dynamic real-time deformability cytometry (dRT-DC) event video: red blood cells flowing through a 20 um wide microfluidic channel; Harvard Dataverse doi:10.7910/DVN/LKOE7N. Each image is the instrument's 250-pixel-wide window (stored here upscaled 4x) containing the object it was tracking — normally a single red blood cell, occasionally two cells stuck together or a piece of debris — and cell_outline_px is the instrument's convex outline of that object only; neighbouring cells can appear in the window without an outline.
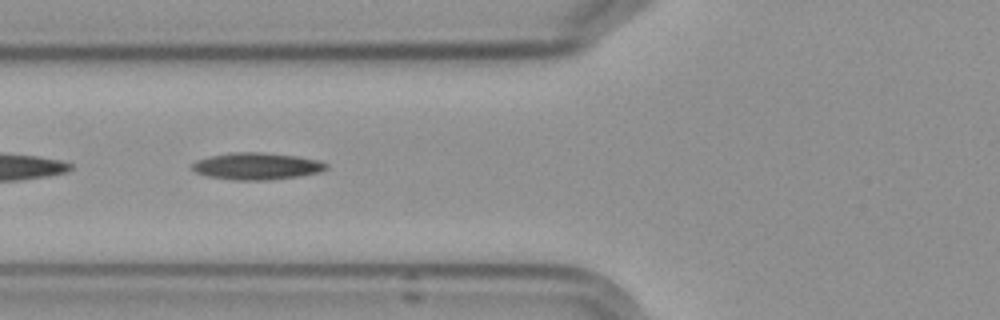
{"species": "Egyptian fruit bat (a non-hibernating species)", "species_latin": "Rousettus aegyptiacus", "temperature_condition": "cold", "stored_images_in_passage": 6, "segment_of_instrument_passage": [2, 2], "camera_frame_rate_fps": 3000, "um_per_image_px": 0.085, "frame": {"image": 1, "passage_image": 5, "time_ms": 4.667, "image_size_px": [1000, 320], "cell_outline_px": [[328, 168], [320, 172], [296, 176], [268, 180], [236, 180], [208, 176], [196, 172], [192, 168], [192, 164], [196, 160], [212, 156], [232, 152], [260, 152], [296, 156], [320, 160], [328, 164]], "centroid_in_image_um": [21.84, 14.12], "position_along_channel_um": 104.0, "area_um2": 20.87}}
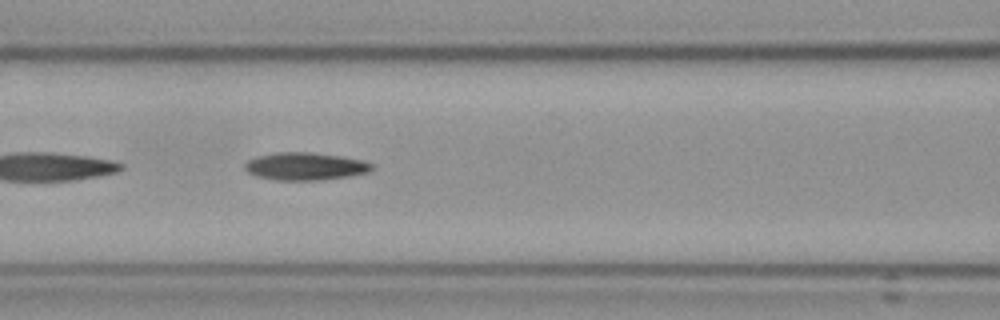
{"frame": {"image": 2, "passage_image": 6, "time_ms": 5.667, "image_size_px": [1000, 320], "cell_outline_px": [[372, 168], [368, 172], [348, 176], [316, 180], [276, 180], [256, 176], [248, 172], [244, 168], [244, 164], [248, 160], [256, 156], [276, 152], [308, 152], [340, 156], [364, 160], [372, 164]], "centroid_in_image_um": [25.9, 14.13], "position_along_channel_um": 140.7, "area_um2": 20.35}}